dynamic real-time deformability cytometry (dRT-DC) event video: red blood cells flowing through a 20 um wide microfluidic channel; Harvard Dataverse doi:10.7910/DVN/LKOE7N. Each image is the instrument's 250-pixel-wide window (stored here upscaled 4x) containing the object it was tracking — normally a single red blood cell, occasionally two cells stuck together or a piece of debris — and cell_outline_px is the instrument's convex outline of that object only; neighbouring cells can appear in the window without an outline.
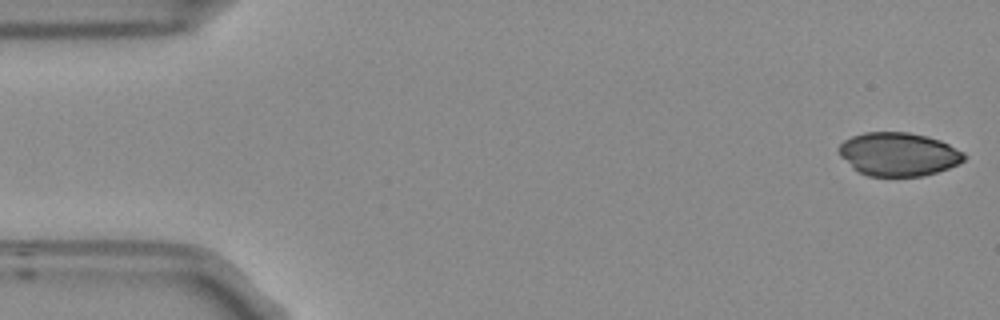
{"species": "Egyptian fruit bat (a non-hibernating species)", "species_latin": "Rousettus aegyptiacus", "temperature_condition": "room temperature", "stored_images_in_passage": 51, "camera_frame_rate_fps": 3000, "um_per_image_px": 0.085, "frame": {"image": 1, "passage_image": 1, "time_ms": 0.0, "image_size_px": [1000, 320], "cell_outline_px": [[964, 160], [960, 164], [924, 176], [868, 176], [852, 168], [840, 156], [840, 144], [844, 140], [852, 136], [864, 132], [908, 132], [928, 136], [940, 140], [964, 152]], "centroid_in_image_um": [76.37, 13.1], "position_along_channel_um": 8.6, "area_um2": 31.73}}
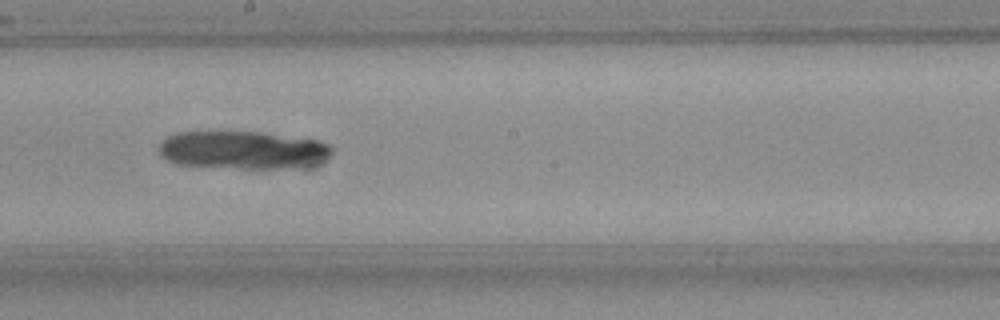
{"frame": {"image": 2, "passage_image": 28, "time_ms": 9.0, "image_size_px": [1000, 320], "cell_outline_px": [[336, 148], [332, 156], [308, 168], [240, 168], [176, 164], [168, 160], [160, 152], [160, 144], [168, 136], [180, 132], [260, 132], [320, 140]], "centroid_in_image_um": [20.78, 12.76], "position_along_channel_um": 227.4, "area_um2": 38.55}}
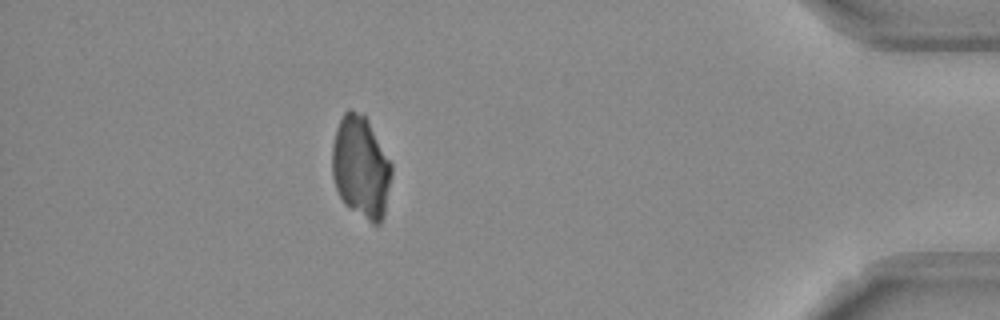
{"frame": {"image": 3, "passage_image": 46, "time_ms": 15.0, "image_size_px": [1000, 320], "cell_outline_px": [[392, 172], [384, 216], [380, 224], [372, 224], [344, 204], [336, 188], [332, 176], [332, 144], [336, 128], [344, 112], [348, 108], [352, 108], [364, 112], [392, 164]], "centroid_in_image_um": [30.67, 14.17], "position_along_channel_um": 404.5, "area_um2": 35.78}}